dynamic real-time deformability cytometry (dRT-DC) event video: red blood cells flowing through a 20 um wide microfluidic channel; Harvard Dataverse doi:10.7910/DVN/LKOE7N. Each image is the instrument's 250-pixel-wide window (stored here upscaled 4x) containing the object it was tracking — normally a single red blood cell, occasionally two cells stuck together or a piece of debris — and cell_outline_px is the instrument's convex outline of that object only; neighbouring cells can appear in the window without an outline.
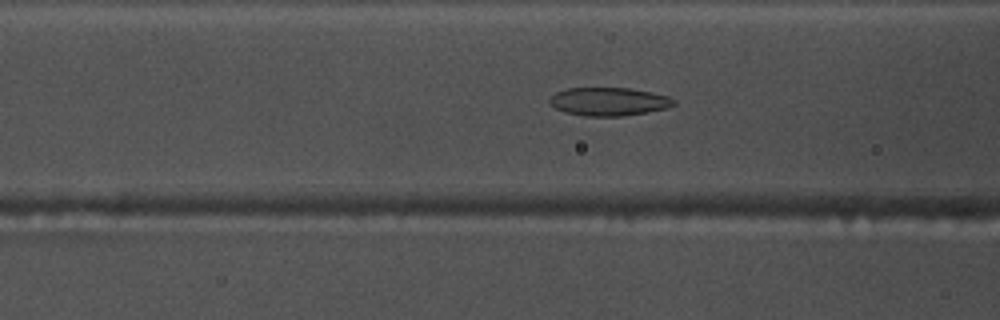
{"species": "common noctule bat (a hibernating species)", "species_latin": "Nyctalus noctula", "temperature_condition": "warm", "stored_images_in_passage": 48, "camera_frame_rate_fps": 3000, "um_per_image_px": 0.085, "animal": {"sex": "male", "body_mass_g": 17.5, "forearm_length_mm": 52.3}, "frame": {"image": 1, "passage_image": 15, "time_ms": 4.667, "image_size_px": [1000, 320], "cell_outline_px": [[676, 104], [668, 108], [648, 112], [624, 116], [584, 116], [564, 112], [548, 104], [548, 100], [556, 92], [568, 88], [632, 88], [652, 92], [668, 96], [676, 100]], "centroid_in_image_um": [51.77, 8.63], "position_along_channel_um": 114.8, "area_um2": 20.69}}
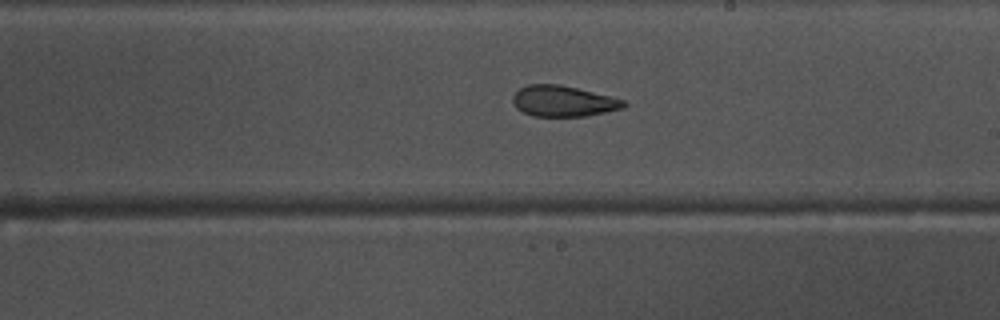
{"frame": {"image": 2, "passage_image": 25, "time_ms": 8.0, "image_size_px": [1000, 320], "cell_outline_px": [[628, 104], [624, 108], [588, 116], [532, 116], [516, 108], [512, 104], [512, 96], [520, 88], [528, 84], [560, 84], [612, 96], [624, 100]], "centroid_in_image_um": [47.89, 8.59], "position_along_channel_um": 241.1, "area_um2": 20.17}}
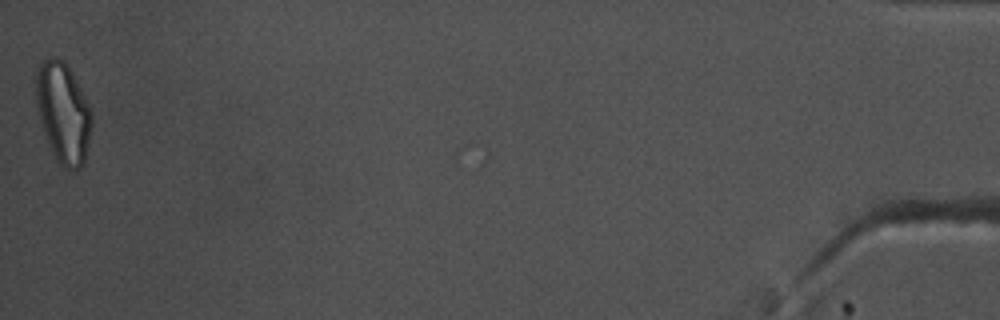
{"frame": {"image": 3, "passage_image": 48, "time_ms": 15.667, "image_size_px": [1000, 320], "cell_outline_px": [[92, 124], [84, 164], [80, 168], [64, 168], [56, 160], [48, 144], [40, 120], [36, 104], [36, 72], [40, 64], [44, 60], [52, 56], [64, 60], [72, 72], [92, 112]], "centroid_in_image_um": [5.37, 9.57], "position_along_channel_um": 429.8, "area_um2": 32.43}, "authors_computed_cell_mechanics": {"area_um2": 21.9929, "velocity_mm_per_s": 3.7978, "shape_relaxation_time_tau1_ms": null, "shape_relaxation_time_tau2_ms": 3.4898, "deformation_change_tau1": null, "deformation_change_tau2": 0.1027}}